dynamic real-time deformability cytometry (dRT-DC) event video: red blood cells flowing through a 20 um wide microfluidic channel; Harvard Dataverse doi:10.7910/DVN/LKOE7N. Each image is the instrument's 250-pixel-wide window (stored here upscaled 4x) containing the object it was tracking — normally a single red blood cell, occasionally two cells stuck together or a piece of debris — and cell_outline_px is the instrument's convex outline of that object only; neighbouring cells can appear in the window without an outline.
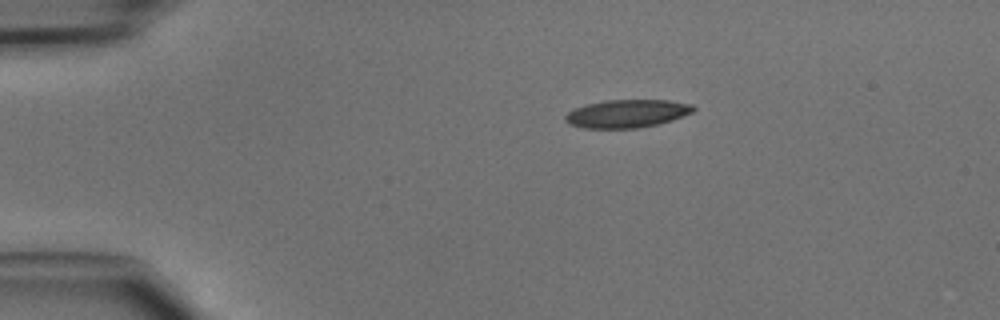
{"species": "common noctule bat (a hibernating species)", "species_latin": "Nyctalus noctula", "temperature_condition": "cold", "stored_images_in_passage": 38, "camera_frame_rate_fps": 3000, "um_per_image_px": 0.085, "animal": {"sex": "male", "body_mass_g": 15.6}, "frame": {"image": 1, "passage_image": 1, "time_ms": 0.0, "image_size_px": [1000, 320], "cell_outline_px": [[696, 108], [692, 112], [672, 120], [656, 124], [636, 128], [584, 128], [568, 124], [564, 120], [564, 116], [568, 112], [584, 104], [604, 100], [668, 100], [692, 104]], "centroid_in_image_um": [53.26, 9.65], "position_along_channel_um": 31.7, "area_um2": 20.92}}
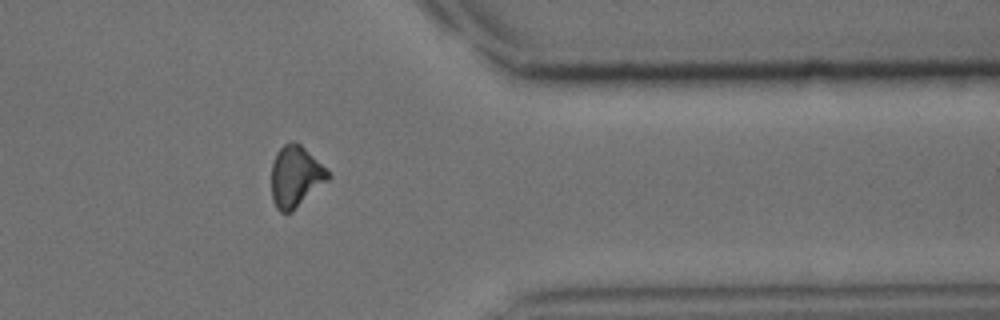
{"frame": {"image": 2, "passage_image": 30, "time_ms": 9.667, "image_size_px": [1000, 320], "cell_outline_px": [[332, 176], [328, 180], [292, 212], [280, 212], [276, 208], [272, 200], [272, 164], [276, 152], [284, 144], [292, 140], [300, 144]], "centroid_in_image_um": [25.1, 15.02], "position_along_channel_um": 386.3, "area_um2": 19.94}}
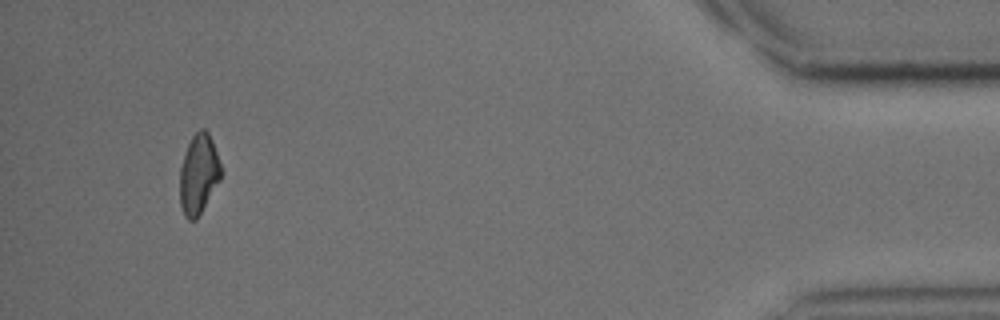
{"frame": {"image": 3, "passage_image": 36, "time_ms": 11.667, "image_size_px": [1000, 320], "cell_outline_px": [[224, 172], [220, 180], [196, 220], [188, 220], [184, 216], [180, 204], [180, 168], [184, 152], [192, 136], [200, 128], [204, 128], [208, 132], [212, 140]], "centroid_in_image_um": [16.89, 14.79], "position_along_channel_um": 418.3, "area_um2": 19.36}}